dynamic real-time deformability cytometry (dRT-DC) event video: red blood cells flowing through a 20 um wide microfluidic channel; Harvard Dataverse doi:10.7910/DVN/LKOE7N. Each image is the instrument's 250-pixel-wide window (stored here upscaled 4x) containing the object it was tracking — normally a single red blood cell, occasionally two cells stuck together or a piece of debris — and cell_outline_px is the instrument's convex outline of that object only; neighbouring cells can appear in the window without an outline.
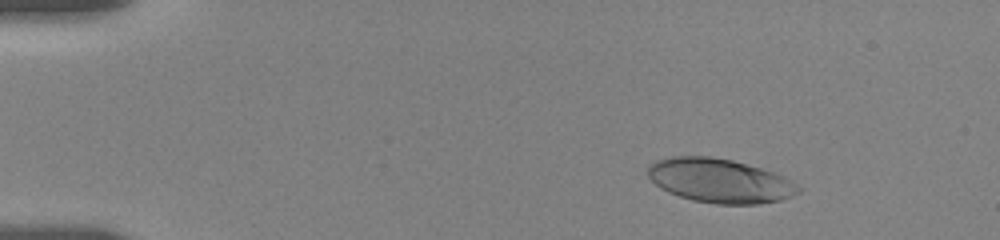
{"species": "human", "species_latin": "Homo sapiens", "temperature_condition": "room temperature", "stored_images_in_passage": 52, "camera_frame_rate_fps": 3000, "um_per_image_px": 0.085, "donor": {"sex": "female"}, "frame": {"image": 1, "passage_image": 8, "time_ms": 2.333, "image_size_px": [1000, 240], "cell_outline_px": [[800, 192], [792, 196], [780, 200], [760, 204], [716, 204], [692, 200], [668, 192], [660, 188], [648, 176], [648, 164], [656, 160], [672, 156], [712, 156], [732, 160], [760, 168], [784, 176], [796, 184], [800, 188]], "centroid_in_image_um": [61.16, 15.36], "position_along_channel_um": 23.8, "area_um2": 38.67}}
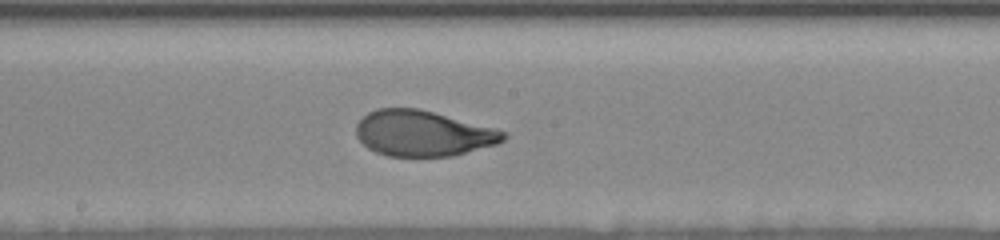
{"frame": {"image": 2, "passage_image": 31, "time_ms": 10.0, "image_size_px": [1000, 240], "cell_outline_px": [[508, 136], [504, 140], [496, 144], [452, 156], [388, 156], [376, 152], [368, 148], [356, 136], [356, 124], [368, 112], [376, 108], [420, 108], [496, 128], [504, 132]], "centroid_in_image_um": [35.95, 11.32], "position_along_channel_um": 212.3, "area_um2": 39.25}}
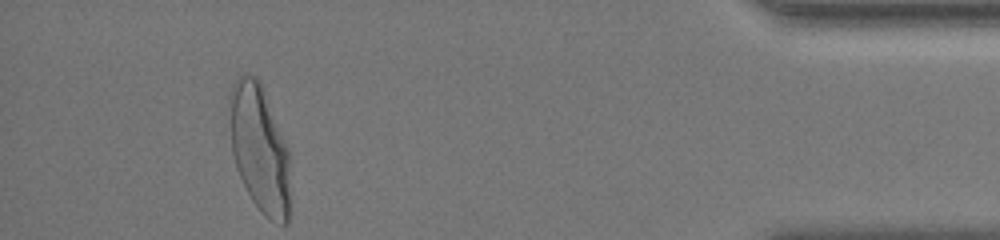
{"frame": {"image": 3, "passage_image": 52, "time_ms": 17.0, "image_size_px": [1000, 240], "cell_outline_px": [[288, 224], [284, 224], [264, 216], [260, 212], [252, 200], [236, 168], [232, 152], [228, 100], [228, 96], [232, 84], [236, 76], [244, 72], [256, 76], [260, 80], [264, 88], [288, 148]], "centroid_in_image_um": [22.02, 12.52], "position_along_channel_um": 413.2, "area_um2": 45.14}, "authors_computed_cell_mechanics": {"area_um2": 39.593, "velocity_mm_per_s": 3.6106, "shape_relaxation_time_tau1_ms": 3.8717, "shape_relaxation_time_tau2_ms": null, "deformation_change_tau1": 0.1932, "deformation_change_tau2": null}}